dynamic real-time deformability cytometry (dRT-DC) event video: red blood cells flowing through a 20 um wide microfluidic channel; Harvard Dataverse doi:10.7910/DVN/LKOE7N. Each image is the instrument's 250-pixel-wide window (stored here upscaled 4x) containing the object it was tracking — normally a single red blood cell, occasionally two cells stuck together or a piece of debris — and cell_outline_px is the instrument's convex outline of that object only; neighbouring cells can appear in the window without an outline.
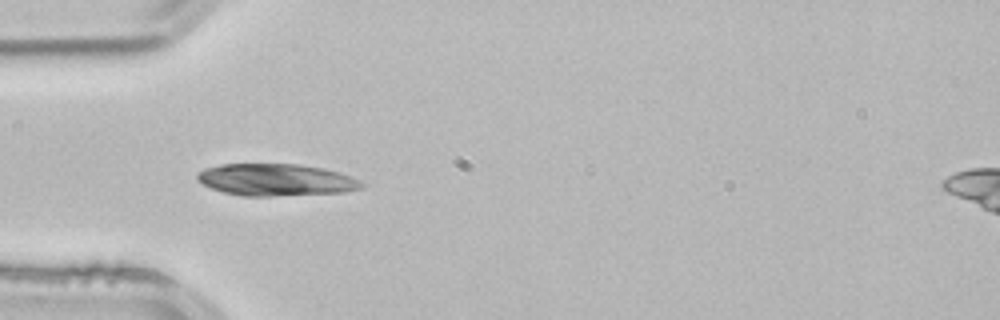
{"species": "common noctule bat (a hibernating species)", "species_latin": "Nyctalus noctula", "temperature_condition": "room temperature", "stored_images_in_passage": 4, "camera_frame_rate_fps": 3000, "um_per_image_px": 0.085, "animal": {"sex": "male", "body_mass_g": 21.5, "forearm_length_mm": 52.0}, "frame": {"image": 1, "passage_image": 3, "time_ms": 0.667, "image_size_px": [1000, 320], "cell_outline_px": [[368, 184], [364, 188], [344, 192], [268, 196], [244, 196], [224, 192], [212, 188], [196, 180], [196, 172], [204, 168], [220, 164], [296, 164], [324, 168], [340, 172], [352, 176]], "centroid_in_image_um": [23.49, 15.28], "position_along_channel_um": 61.5, "area_um2": 30.92}}